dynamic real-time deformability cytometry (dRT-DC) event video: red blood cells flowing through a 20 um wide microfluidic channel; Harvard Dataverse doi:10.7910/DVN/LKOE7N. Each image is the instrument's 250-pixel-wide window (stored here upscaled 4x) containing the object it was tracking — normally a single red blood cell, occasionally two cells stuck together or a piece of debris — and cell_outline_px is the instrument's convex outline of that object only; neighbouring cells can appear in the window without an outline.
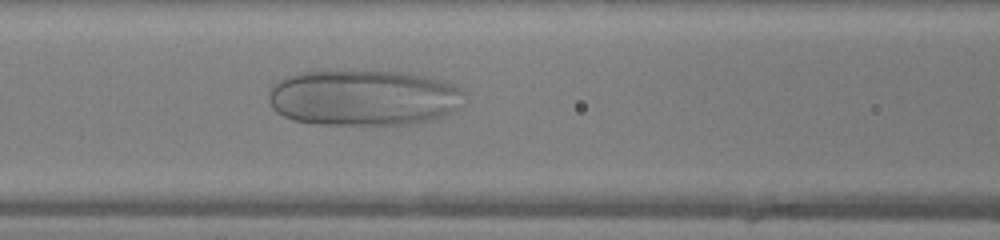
{"species": "human", "species_latin": "Homo sapiens", "temperature_condition": "warm", "stored_images_in_passage": 49, "camera_frame_rate_fps": 3000, "um_per_image_px": 0.085, "donor": {"sex": "female"}, "frame": {"image": 1, "passage_image": 19, "time_ms": 6.0, "image_size_px": [1000, 240], "cell_outline_px": [[464, 92], [452, 112], [444, 116], [408, 124], [316, 124], [292, 120], [276, 112], [272, 108], [268, 100], [268, 92], [272, 84], [284, 76], [296, 72], [408, 72], [428, 76], [444, 80], [460, 88]], "centroid_in_image_um": [30.82, 8.3], "position_along_channel_um": 135.8, "area_um2": 63.64}}
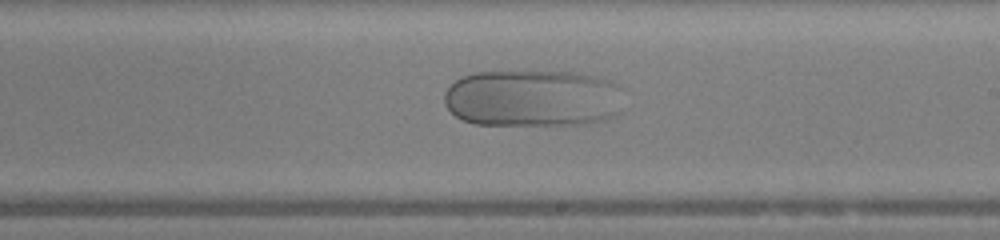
{"frame": {"image": 2, "passage_image": 27, "time_ms": 8.667, "image_size_px": [1000, 240], "cell_outline_px": [[612, 116], [604, 120], [576, 124], [476, 124], [464, 120], [456, 116], [444, 104], [444, 92], [456, 80], [472, 72], [568, 72], [592, 76], [604, 80], [612, 84]], "centroid_in_image_um": [45.03, 8.35], "position_along_channel_um": 244.0, "area_um2": 57.51}}
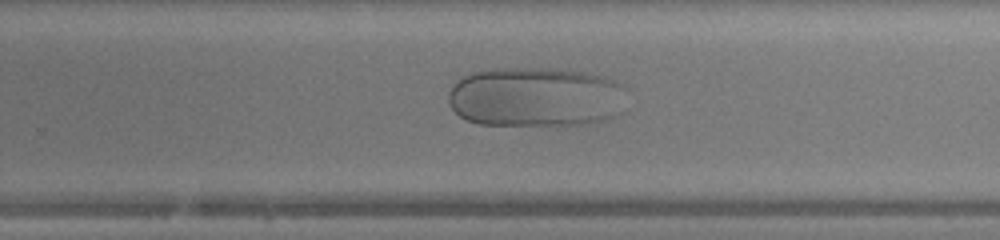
{"frame": {"image": 3, "passage_image": 30, "time_ms": 9.667, "image_size_px": [1000, 240], "cell_outline_px": [[620, 84], [612, 116], [604, 120], [588, 124], [480, 124], [468, 120], [460, 116], [448, 104], [448, 92], [456, 80], [472, 72], [496, 68], [548, 68], [584, 72], [604, 76]], "centroid_in_image_um": [45.34, 8.22], "position_along_channel_um": 284.5, "area_um2": 60.81}}